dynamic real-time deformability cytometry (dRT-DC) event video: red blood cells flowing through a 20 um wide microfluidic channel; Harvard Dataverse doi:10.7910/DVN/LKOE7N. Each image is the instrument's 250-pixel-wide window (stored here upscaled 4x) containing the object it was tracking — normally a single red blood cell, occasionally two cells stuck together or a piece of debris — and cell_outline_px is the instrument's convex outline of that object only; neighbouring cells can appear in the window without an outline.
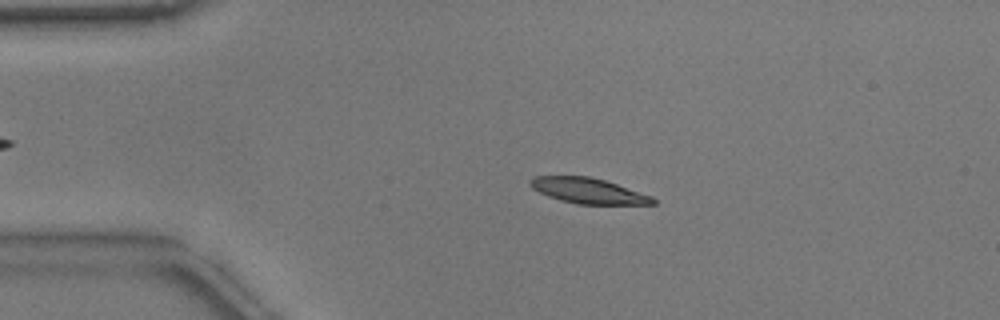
{"species": "common noctule bat (a hibernating species)", "species_latin": "Nyctalus noctula", "temperature_condition": "warm", "stored_images_in_passage": 50, "camera_frame_rate_fps": 3000, "um_per_image_px": 0.085, "animal": {"sex": "male", "body_mass_g": 17.9}, "frame": {"image": 1, "passage_image": 8, "time_ms": 2.333, "image_size_px": [1000, 320], "cell_outline_px": [[656, 204], [576, 204], [560, 200], [548, 196], [532, 188], [528, 184], [528, 180], [532, 176], [588, 176], [604, 180], [652, 196], [656, 200]], "centroid_in_image_um": [49.96, 16.21], "position_along_channel_um": 35.0, "area_um2": 18.15}}
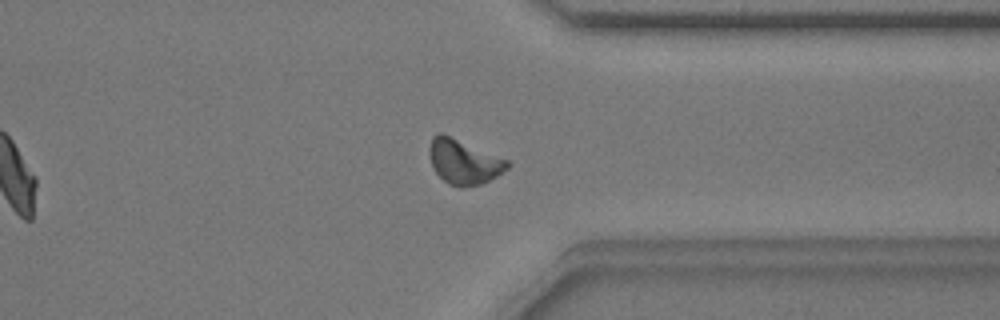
{"frame": {"image": 2, "passage_image": 38, "time_ms": 12.333, "image_size_px": [1000, 320], "cell_outline_px": [[512, 164], [508, 168], [496, 176], [480, 184], [460, 188], [448, 184], [432, 168], [428, 152], [428, 148], [432, 136], [436, 132], [444, 132], [508, 160]], "centroid_in_image_um": [39.38, 13.71], "position_along_channel_um": 372.0, "area_um2": 20.69}}
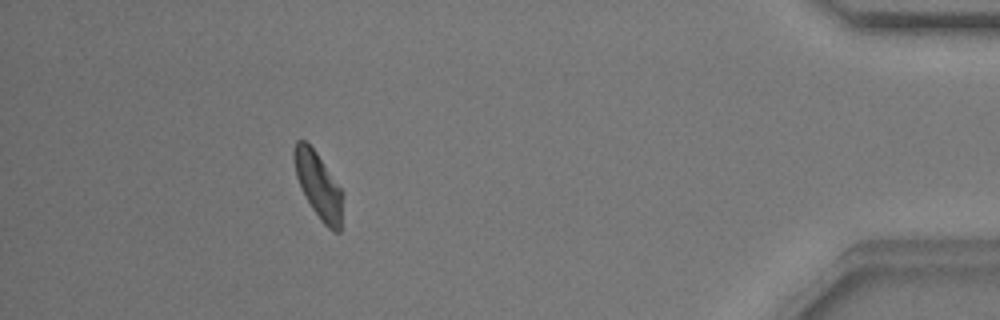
{"frame": {"image": 3, "passage_image": 45, "time_ms": 14.667, "image_size_px": [1000, 320], "cell_outline_px": [[344, 192], [340, 232], [332, 232], [320, 220], [312, 208], [300, 188], [296, 176], [292, 156], [292, 152], [296, 140], [304, 140], [316, 152]], "centroid_in_image_um": [27.07, 15.78], "position_along_channel_um": 408.1, "area_um2": 18.96}, "authors_computed_cell_mechanics": {"area_um2": 19.2763, "velocity_mm_per_s": 3.7647, "shape_relaxation_time_tau1_ms": 4.6401, "shape_relaxation_time_tau2_ms": 3.0019, "deformation_change_tau1": 0.1513, "deformation_change_tau2": 0.1062}}